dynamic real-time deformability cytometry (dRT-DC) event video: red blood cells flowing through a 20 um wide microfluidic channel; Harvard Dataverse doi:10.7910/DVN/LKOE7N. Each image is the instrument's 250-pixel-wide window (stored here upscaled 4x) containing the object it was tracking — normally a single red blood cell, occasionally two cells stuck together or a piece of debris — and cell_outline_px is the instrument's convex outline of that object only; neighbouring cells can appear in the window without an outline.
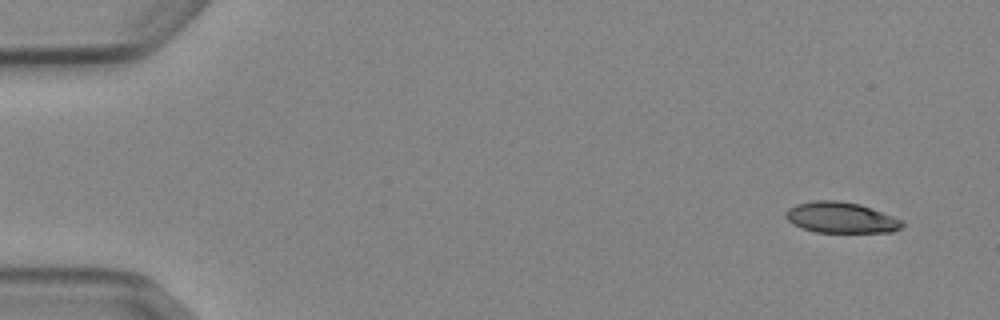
{"species": "Egyptian fruit bat (a non-hibernating species)", "species_latin": "Rousettus aegyptiacus", "temperature_condition": "cold", "stored_images_in_passage": 50, "camera_frame_rate_fps": 3000, "um_per_image_px": 0.085, "animal": {"sex": "female"}, "frame": {"image": 1, "passage_image": 1, "time_ms": 0.0, "image_size_px": [1000, 320], "cell_outline_px": [[904, 224], [900, 228], [892, 232], [816, 232], [804, 228], [788, 220], [784, 216], [784, 212], [788, 208], [796, 204], [816, 200], [836, 200], [860, 204], [904, 220]], "centroid_in_image_um": [71.49, 18.49], "position_along_channel_um": 13.5, "area_um2": 20.87}}
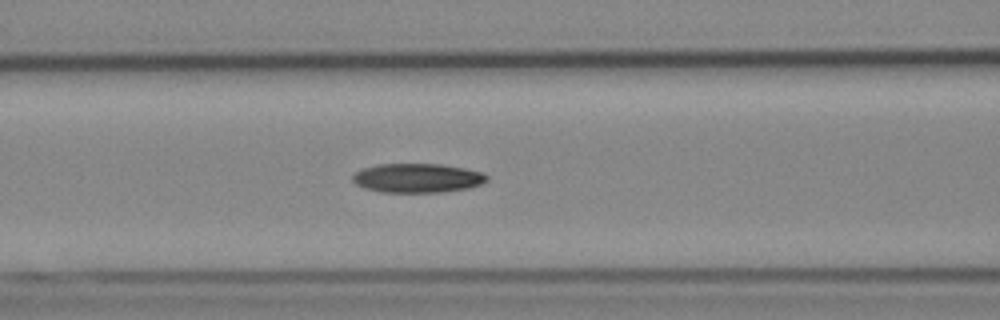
{"frame": {"image": 2, "passage_image": 20, "time_ms": 6.333, "image_size_px": [1000, 320], "cell_outline_px": [[488, 180], [480, 184], [468, 188], [444, 192], [380, 192], [364, 188], [356, 184], [352, 180], [352, 176], [356, 172], [364, 168], [376, 164], [440, 164], [464, 168], [484, 172], [488, 176]], "centroid_in_image_um": [35.48, 15.13], "position_along_channel_um": 131.1, "area_um2": 22.89}}
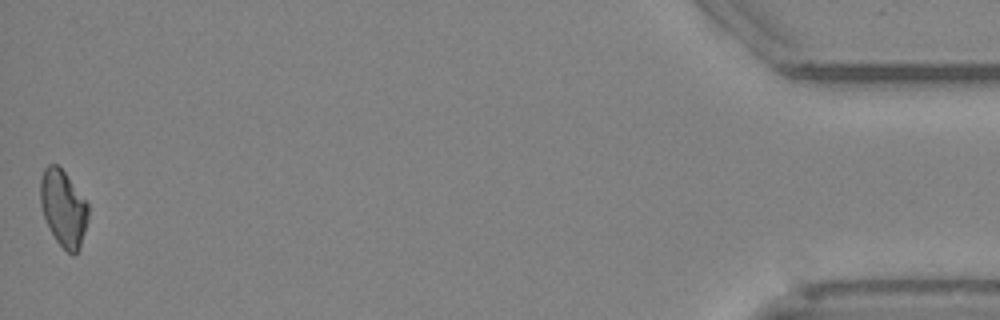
{"frame": {"image": 3, "passage_image": 50, "time_ms": 16.333, "image_size_px": [1000, 320], "cell_outline_px": [[88, 220], [80, 248], [72, 256], [56, 240], [44, 216], [40, 204], [40, 180], [44, 168], [48, 164], [56, 164], [64, 172], [88, 204]], "centroid_in_image_um": [5.38, 17.7], "position_along_channel_um": 429.8, "area_um2": 20.98}, "authors_computed_cell_mechanics": {"area_um2": 22.1952, "velocity_mm_per_s": 3.8897, "shape_relaxation_time_tau1_ms": 5.932, "shape_relaxation_time_tau2_ms": null, "deformation_change_tau1": 0.1513, "deformation_change_tau2": null}}